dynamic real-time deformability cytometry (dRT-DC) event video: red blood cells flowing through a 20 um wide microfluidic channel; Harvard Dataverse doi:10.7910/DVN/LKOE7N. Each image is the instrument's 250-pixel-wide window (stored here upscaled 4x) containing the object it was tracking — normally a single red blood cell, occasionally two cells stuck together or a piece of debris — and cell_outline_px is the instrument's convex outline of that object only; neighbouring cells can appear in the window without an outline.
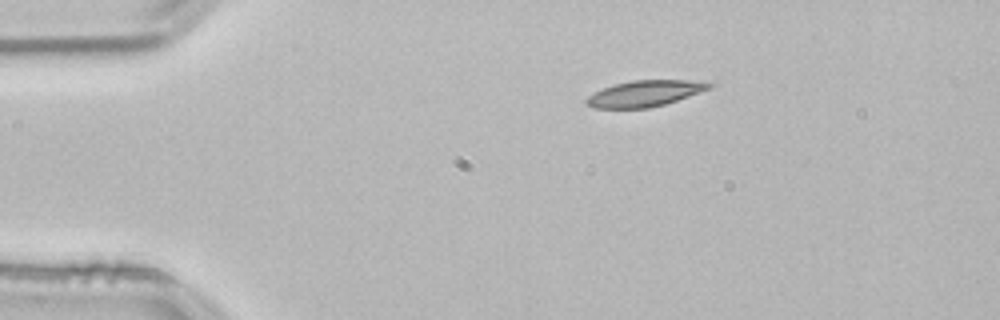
{"species": "common noctule bat (a hibernating species)", "species_latin": "Nyctalus noctula", "temperature_condition": "room temperature", "stored_images_in_passage": 44, "camera_frame_rate_fps": 3000, "um_per_image_px": 0.085, "animal": {"sex": "male", "body_mass_g": 21.5, "forearm_length_mm": 52.0}, "frame": {"image": 1, "passage_image": 1, "time_ms": 0.0, "image_size_px": [1000, 320], "cell_outline_px": [[716, 84], [712, 88], [664, 104], [648, 108], [592, 108], [584, 100], [588, 96], [612, 84], [632, 80], [684, 80]], "centroid_in_image_um": [54.79, 7.94], "position_along_channel_um": 30.2, "area_um2": 18.44}}
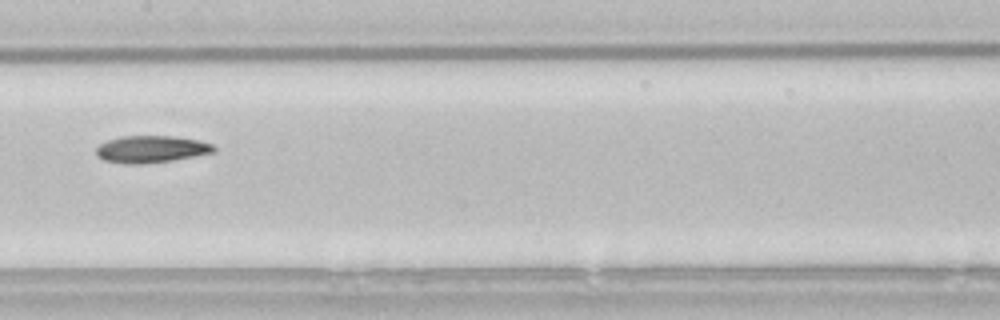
{"frame": {"image": 2, "passage_image": 18, "time_ms": 5.667, "image_size_px": [1000, 320], "cell_outline_px": [[216, 152], [172, 160], [140, 164], [124, 164], [104, 160], [96, 156], [96, 148], [100, 144], [108, 140], [120, 136], [176, 136], [200, 140], [212, 144], [216, 148]], "centroid_in_image_um": [12.86, 12.67], "position_along_channel_um": 194.5, "area_um2": 18.67}}
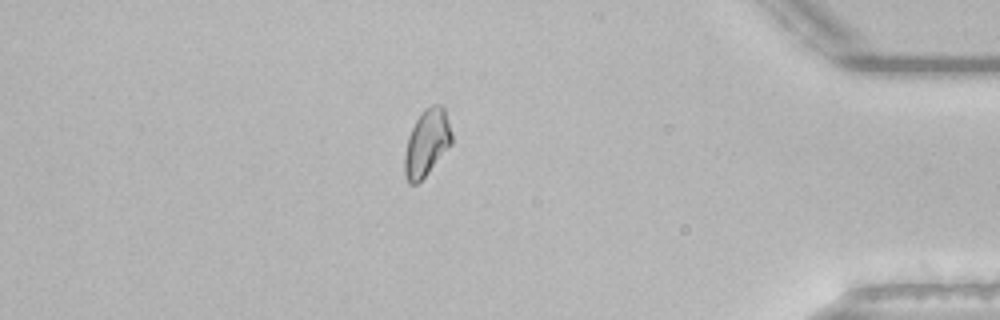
{"frame": {"image": 3, "passage_image": 37, "time_ms": 12.0, "image_size_px": [1000, 320], "cell_outline_px": [[452, 144], [428, 172], [416, 184], [408, 184], [404, 176], [404, 152], [408, 136], [420, 112], [424, 108], [432, 104], [440, 104], [444, 108], [452, 132]], "centroid_in_image_um": [36.26, 12.12], "position_along_channel_um": 398.9, "area_um2": 18.44}}